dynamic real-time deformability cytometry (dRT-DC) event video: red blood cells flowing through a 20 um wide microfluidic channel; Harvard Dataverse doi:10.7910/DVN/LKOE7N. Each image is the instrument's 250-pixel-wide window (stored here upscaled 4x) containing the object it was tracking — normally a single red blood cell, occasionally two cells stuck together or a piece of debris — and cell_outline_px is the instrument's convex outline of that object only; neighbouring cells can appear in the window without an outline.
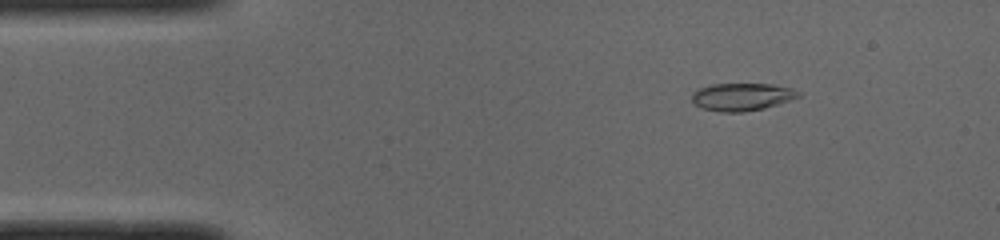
{"species": "common noctule bat (a hibernating species)", "species_latin": "Nyctalus noctula", "temperature_condition": "cold", "stored_images_in_passage": 50, "camera_frame_rate_fps": 3000, "um_per_image_px": 0.085, "animal": {"sex": "male", "body_mass_g": 19.0, "forearm_length_mm": 50.8}, "frame": {"image": 1, "passage_image": 7, "time_ms": 2.0, "image_size_px": [1000, 240], "cell_outline_px": [[800, 96], [764, 108], [744, 112], [720, 112], [704, 108], [696, 104], [692, 100], [692, 92], [700, 88], [712, 84], [772, 84], [792, 88], [800, 92]], "centroid_in_image_um": [63.06, 8.22], "position_along_channel_um": 21.9, "area_um2": 16.94}}
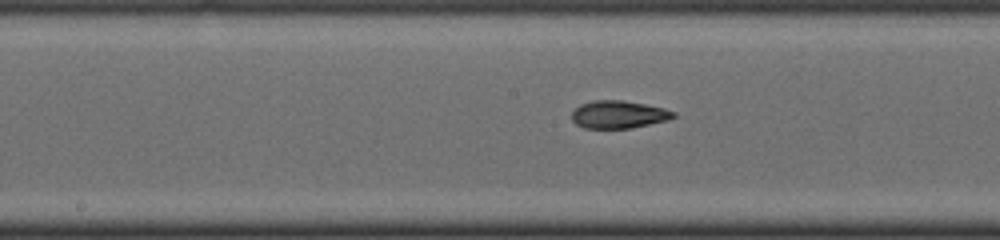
{"frame": {"image": 2, "passage_image": 25, "time_ms": 8.0, "image_size_px": [1000, 240], "cell_outline_px": [[676, 116], [668, 120], [628, 128], [584, 128], [576, 124], [572, 120], [572, 112], [580, 104], [592, 100], [624, 100], [664, 108], [676, 112]], "centroid_in_image_um": [52.57, 9.72], "position_along_channel_um": 195.6, "area_um2": 16.36}}
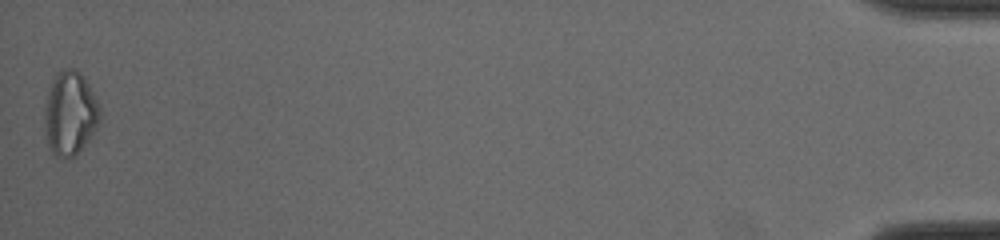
{"frame": {"image": 3, "passage_image": 50, "time_ms": 16.333, "image_size_px": [1000, 240], "cell_outline_px": [[100, 120], [96, 128], [88, 140], [68, 160], [56, 156], [48, 148], [44, 128], [44, 104], [52, 76], [60, 68], [72, 68], [80, 72], [88, 84], [100, 108]], "centroid_in_image_um": [5.9, 9.61], "position_along_channel_um": 429.3, "area_um2": 27.34}, "authors_computed_cell_mechanics": {"area_um2": 17.0221, "velocity_mm_per_s": 3.983, "shape_relaxation_time_tau1_ms": null, "shape_relaxation_time_tau2_ms": 2.1213, "deformation_change_tau1": null, "deformation_change_tau2": 0.0799}}